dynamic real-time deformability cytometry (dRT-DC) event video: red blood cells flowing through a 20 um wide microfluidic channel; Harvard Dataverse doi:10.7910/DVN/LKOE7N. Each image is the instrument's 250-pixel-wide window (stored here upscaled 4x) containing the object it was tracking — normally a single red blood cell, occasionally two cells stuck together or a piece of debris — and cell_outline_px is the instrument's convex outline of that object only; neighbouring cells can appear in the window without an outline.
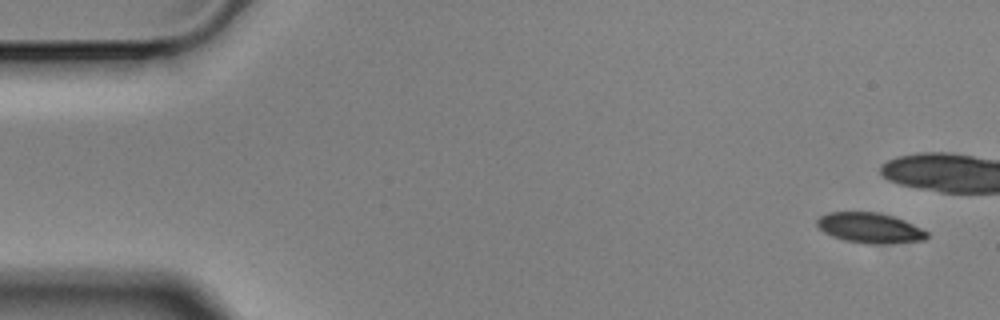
{"species": "Egyptian fruit bat (a non-hibernating species)", "species_latin": "Rousettus aegyptiacus", "temperature_condition": "cold", "stored_images_in_passage": 5, "camera_frame_rate_fps": 3000, "um_per_image_px": 0.085, "animal": {"sex": "male"}, "frame": {"image": 1, "passage_image": 1, "time_ms": 0.0, "image_size_px": [1000, 320], "cell_outline_px": [[928, 236], [924, 240], [872, 244], [844, 240], [832, 236], [824, 232], [816, 224], [816, 220], [820, 216], [828, 212], [880, 212], [904, 220], [928, 232]], "centroid_in_image_um": [73.9, 19.36], "position_along_channel_um": 11.1, "area_um2": 19.13}}